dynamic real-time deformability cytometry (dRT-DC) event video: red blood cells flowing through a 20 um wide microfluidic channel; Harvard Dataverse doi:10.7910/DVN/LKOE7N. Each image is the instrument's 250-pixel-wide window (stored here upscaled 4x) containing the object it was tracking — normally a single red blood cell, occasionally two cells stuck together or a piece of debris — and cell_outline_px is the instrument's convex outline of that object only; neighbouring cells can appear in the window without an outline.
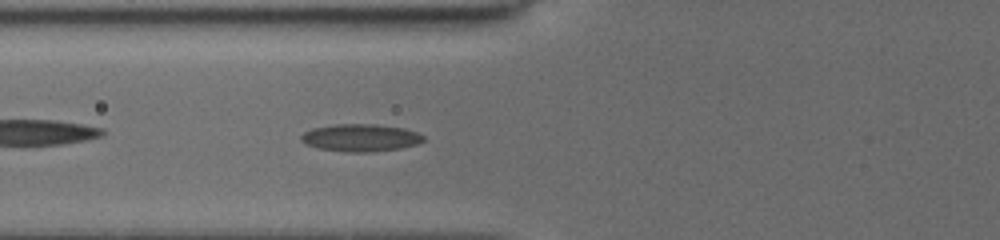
{"species": "common noctule bat (a hibernating species)", "species_latin": "Nyctalus noctula", "temperature_condition": "cold", "stored_images_in_passage": 6, "camera_frame_rate_fps": 3000, "um_per_image_px": 0.085, "animal": {"sex": "female", "body_mass_g": 19.5, "forearm_length_mm": 54.1}, "frame": {"image": 1, "passage_image": 3, "time_ms": 1.0, "image_size_px": [1000, 240], "cell_outline_px": [[424, 140], [420, 144], [400, 148], [372, 152], [344, 152], [316, 148], [300, 140], [300, 136], [304, 132], [312, 128], [336, 124], [376, 124], [404, 128], [416, 132], [424, 136]], "centroid_in_image_um": [30.65, 11.71], "position_along_channel_um": 95.1, "area_um2": 19.71}}
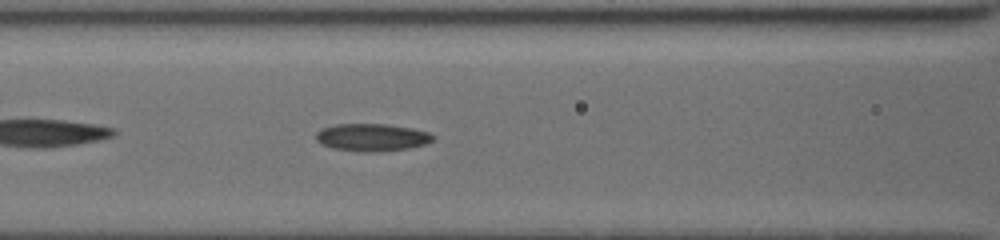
{"frame": {"image": 2, "passage_image": 6, "time_ms": 2.0, "image_size_px": [1000, 240], "cell_outline_px": [[436, 136], [432, 140], [424, 144], [408, 148], [372, 152], [360, 152], [332, 148], [320, 144], [316, 140], [316, 132], [320, 128], [336, 124], [384, 124], [412, 128], [428, 132]], "centroid_in_image_um": [31.56, 11.67], "position_along_channel_um": 135.0, "area_um2": 18.79}}